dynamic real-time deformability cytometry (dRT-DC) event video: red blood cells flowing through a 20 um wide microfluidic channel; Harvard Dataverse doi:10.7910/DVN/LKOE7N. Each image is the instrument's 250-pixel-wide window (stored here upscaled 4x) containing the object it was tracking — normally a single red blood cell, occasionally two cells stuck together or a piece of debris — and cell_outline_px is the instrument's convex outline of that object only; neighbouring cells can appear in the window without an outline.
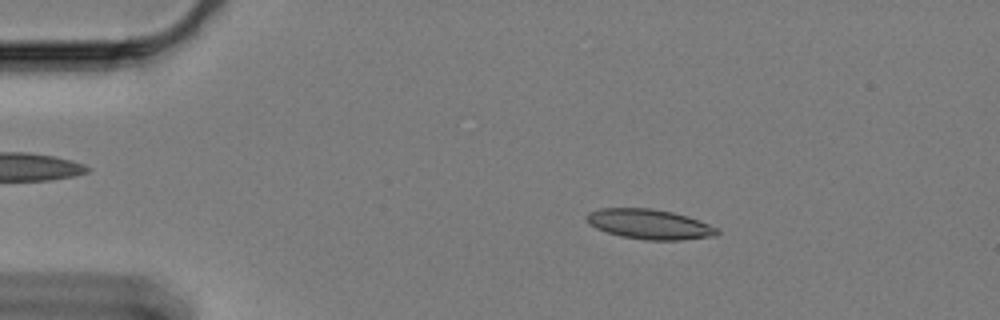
{"species": "Egyptian fruit bat (a non-hibernating species)", "species_latin": "Rousettus aegyptiacus", "temperature_condition": "cold", "stored_images_in_passage": 59, "camera_frame_rate_fps": 3000, "um_per_image_px": 0.085, "animal": {"sex": "female"}, "frame": {"image": 1, "passage_image": 10, "time_ms": 3.0, "image_size_px": [1000, 320], "cell_outline_px": [[720, 232], [716, 236], [680, 240], [644, 240], [620, 236], [596, 228], [588, 224], [584, 216], [588, 212], [600, 208], [652, 208], [672, 212], [688, 216], [700, 220], [720, 228]], "centroid_in_image_um": [55.22, 19.05], "position_along_channel_um": 29.8, "area_um2": 23.12}}
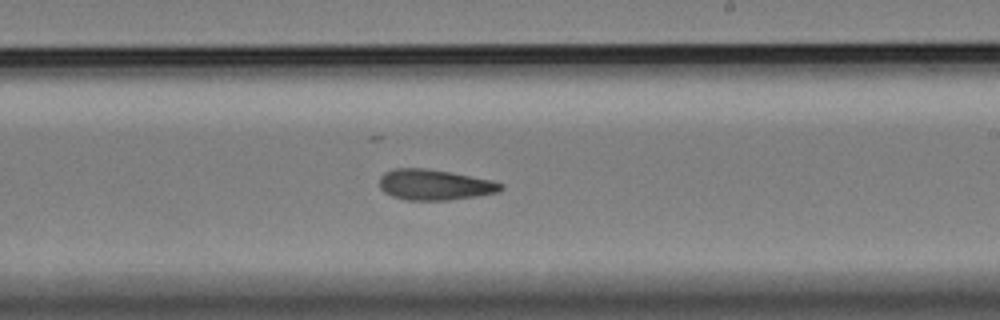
{"frame": {"image": 2, "passage_image": 35, "time_ms": 11.333, "image_size_px": [1000, 320], "cell_outline_px": [[504, 188], [500, 192], [476, 196], [448, 200], [408, 200], [392, 196], [384, 192], [380, 188], [380, 176], [384, 172], [392, 168], [424, 168], [448, 172], [492, 180], [504, 184]], "centroid_in_image_um": [36.94, 15.7], "position_along_channel_um": 252.1, "area_um2": 21.68}}
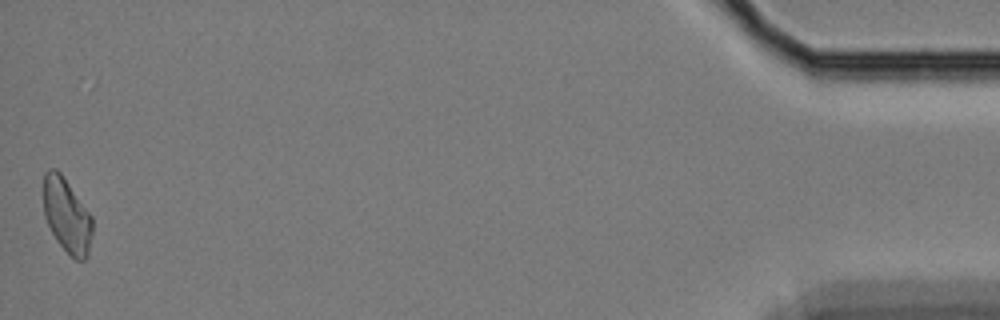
{"frame": {"image": 3, "passage_image": 59, "time_ms": 19.333, "image_size_px": [1000, 320], "cell_outline_px": [[92, 232], [88, 256], [84, 260], [76, 260], [56, 240], [44, 216], [44, 172], [48, 168], [56, 168], [60, 172], [92, 216]], "centroid_in_image_um": [5.68, 18.3], "position_along_channel_um": 429.5, "area_um2": 21.04}, "authors_computed_cell_mechanics": {"area_um2": 21.7906, "velocity_mm_per_s": 3.3336, "shape_relaxation_time_tau1_ms": null, "shape_relaxation_time_tau2_ms": 3.4338, "deformation_change_tau1": null, "deformation_change_tau2": 0.1052}}